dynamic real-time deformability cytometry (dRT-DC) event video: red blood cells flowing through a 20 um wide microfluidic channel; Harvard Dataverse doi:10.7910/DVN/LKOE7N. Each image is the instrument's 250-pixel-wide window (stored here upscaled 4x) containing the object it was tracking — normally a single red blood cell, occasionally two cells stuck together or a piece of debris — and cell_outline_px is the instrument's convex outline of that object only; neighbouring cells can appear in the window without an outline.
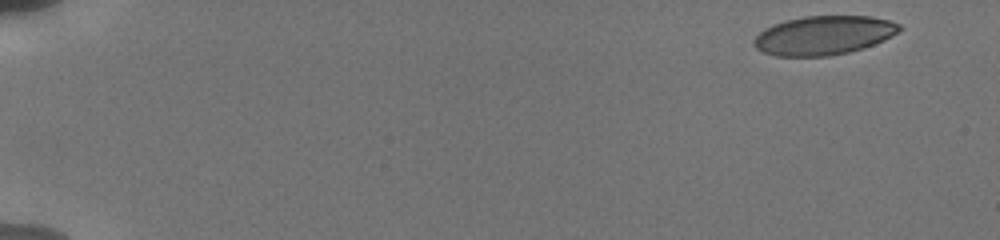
{"species": "human", "species_latin": "Homo sapiens", "temperature_condition": "cold", "stored_images_in_passage": 12, "camera_frame_rate_fps": 3000, "um_per_image_px": 0.085, "donor": {"sex": "male"}, "frame": {"image": 1, "passage_image": 1, "time_ms": 0.0, "image_size_px": [1000, 240], "cell_outline_px": [[904, 28], [892, 36], [884, 40], [848, 52], [828, 56], [776, 56], [764, 52], [756, 48], [752, 44], [752, 40], [764, 28], [772, 24], [804, 16], [872, 16], [888, 20], [900, 24]], "centroid_in_image_um": [70.0, 2.99], "position_along_channel_um": 15.0, "area_um2": 33.0}}
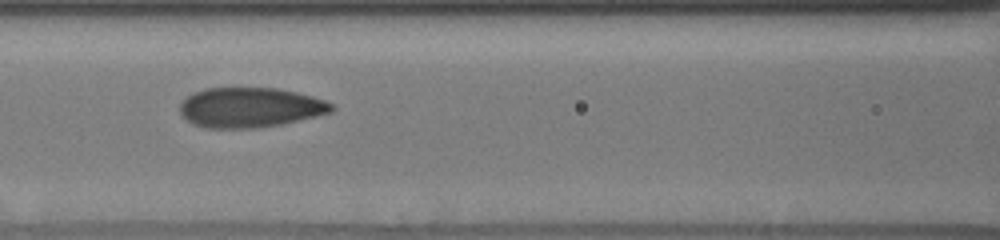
{"frame": {"image": 2, "passage_image": 9, "time_ms": 7.667, "image_size_px": [1000, 240], "cell_outline_px": [[336, 108], [332, 112], [280, 124], [256, 128], [204, 128], [192, 124], [180, 116], [180, 104], [192, 92], [204, 88], [276, 88], [296, 92], [312, 96], [324, 100], [332, 104]], "centroid_in_image_um": [21.21, 9.14], "position_along_channel_um": 145.4, "area_um2": 35.37}}
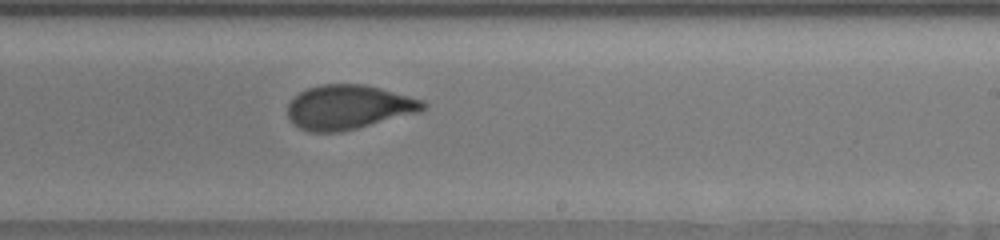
{"frame": {"image": 3, "passage_image": 12, "time_ms": 10.667, "image_size_px": [1000, 240], "cell_outline_px": [[428, 108], [420, 112], [340, 132], [308, 132], [292, 124], [288, 120], [288, 104], [292, 96], [308, 88], [320, 84], [364, 84], [380, 88], [424, 100], [428, 104]], "centroid_in_image_um": [29.61, 9.11], "position_along_channel_um": 259.4, "area_um2": 35.26}}